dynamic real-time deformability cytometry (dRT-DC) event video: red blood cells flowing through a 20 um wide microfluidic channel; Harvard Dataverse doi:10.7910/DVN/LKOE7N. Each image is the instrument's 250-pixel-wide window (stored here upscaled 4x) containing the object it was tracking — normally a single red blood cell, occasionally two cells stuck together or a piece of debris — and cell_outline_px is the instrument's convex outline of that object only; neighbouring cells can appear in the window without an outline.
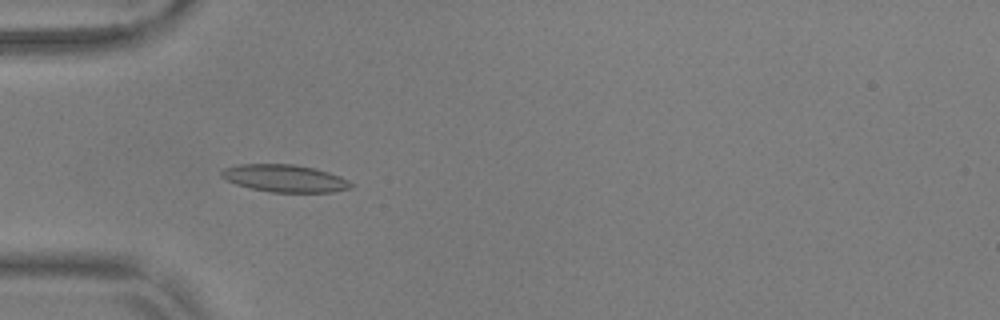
{"species": "common noctule bat (a hibernating species)", "species_latin": "Nyctalus noctula", "temperature_condition": "warm", "stored_images_in_passage": 41, "camera_frame_rate_fps": 3000, "um_per_image_px": 0.085, "animal": {"sex": "male", "body_mass_g": 17.9, "forearm_length_mm": 54.2}, "frame": {"image": 1, "passage_image": 3, "time_ms": 0.667, "image_size_px": [1000, 320], "cell_outline_px": [[352, 188], [332, 192], [272, 192], [252, 188], [236, 184], [224, 180], [220, 176], [220, 172], [224, 168], [236, 164], [292, 164], [316, 168], [340, 176], [348, 180], [352, 184]], "centroid_in_image_um": [24.18, 15.15], "position_along_channel_um": 60.8, "area_um2": 20.75}}
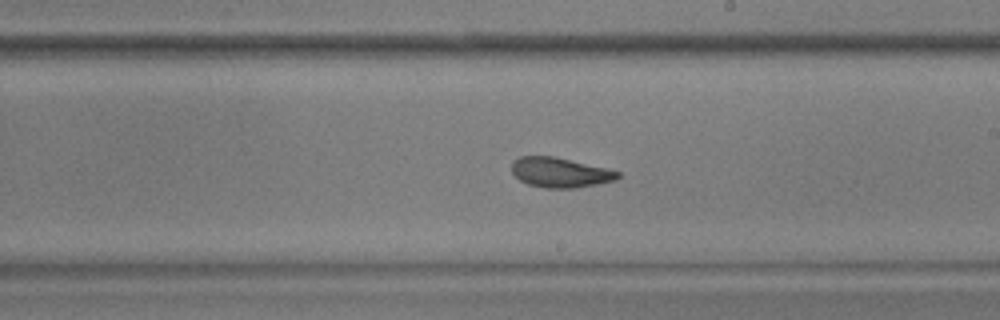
{"frame": {"image": 2, "passage_image": 18, "time_ms": 5.667, "image_size_px": [1000, 320], "cell_outline_px": [[620, 176], [616, 180], [576, 188], [544, 188], [528, 184], [520, 180], [512, 172], [512, 160], [520, 156], [552, 156], [608, 168], [620, 172]], "centroid_in_image_um": [47.61, 14.66], "position_along_channel_um": 241.4, "area_um2": 18.5}}
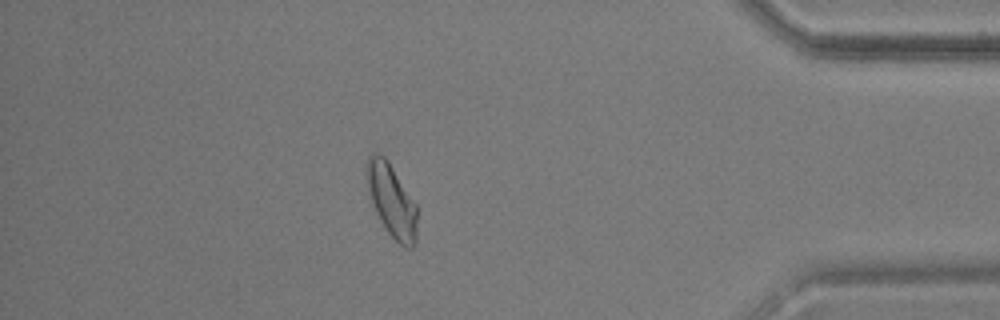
{"frame": {"image": 3, "passage_image": 34, "time_ms": 11.0, "image_size_px": [1000, 320], "cell_outline_px": [[416, 244], [412, 248], [408, 248], [400, 244], [384, 228], [368, 196], [364, 168], [364, 164], [368, 156], [372, 152], [380, 152], [388, 160], [416, 204]], "centroid_in_image_um": [33.23, 16.98], "position_along_channel_um": 402.0, "area_um2": 21.85}, "authors_computed_cell_mechanics": {"area_um2": 19.1896, "velocity_mm_per_s": 3.6792, "shape_relaxation_time_tau1_ms": 3.4417, "shape_relaxation_time_tau2_ms": 2.205, "deformation_change_tau1": 0.1328, "deformation_change_tau2": 0.089}}